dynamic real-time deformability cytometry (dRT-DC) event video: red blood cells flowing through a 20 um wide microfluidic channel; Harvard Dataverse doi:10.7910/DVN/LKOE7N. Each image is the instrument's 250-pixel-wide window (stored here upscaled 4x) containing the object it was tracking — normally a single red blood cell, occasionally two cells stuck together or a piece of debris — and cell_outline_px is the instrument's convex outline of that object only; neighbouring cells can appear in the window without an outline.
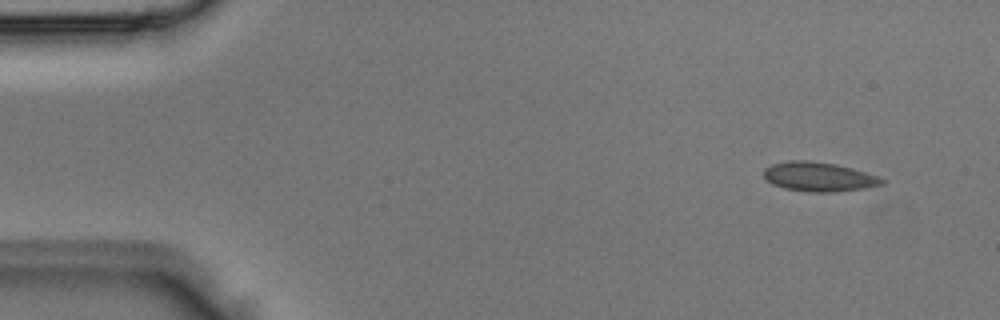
{"species": "Egyptian fruit bat (a non-hibernating species)", "species_latin": "Rousettus aegyptiacus", "temperature_condition": "room temperature", "stored_images_in_passage": 3, "camera_frame_rate_fps": 3000, "um_per_image_px": 0.085, "animal": {"sex": "male"}, "frame": {"image": 1, "passage_image": 1, "time_ms": 0.0, "image_size_px": [1000, 320], "cell_outline_px": [[888, 180], [884, 184], [864, 188], [832, 192], [808, 192], [784, 188], [772, 184], [764, 176], [764, 168], [772, 164], [788, 160], [808, 160], [836, 164], [852, 168], [880, 176]], "centroid_in_image_um": [69.63, 15.02], "position_along_channel_um": 15.4, "area_um2": 20.35}}
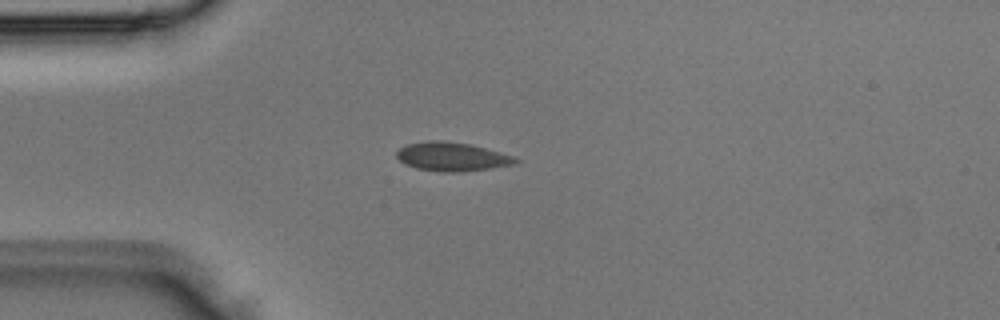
{"frame": {"image": 2, "passage_image": 3, "time_ms": 0.667, "image_size_px": [1000, 320], "cell_outline_px": [[520, 160], [512, 164], [488, 168], [456, 172], [444, 172], [416, 168], [404, 164], [396, 156], [396, 152], [400, 148], [408, 144], [428, 140], [440, 140], [468, 144], [484, 148], [512, 156]], "centroid_in_image_um": [38.34, 13.31], "position_along_channel_um": 46.7, "area_um2": 19.48}}